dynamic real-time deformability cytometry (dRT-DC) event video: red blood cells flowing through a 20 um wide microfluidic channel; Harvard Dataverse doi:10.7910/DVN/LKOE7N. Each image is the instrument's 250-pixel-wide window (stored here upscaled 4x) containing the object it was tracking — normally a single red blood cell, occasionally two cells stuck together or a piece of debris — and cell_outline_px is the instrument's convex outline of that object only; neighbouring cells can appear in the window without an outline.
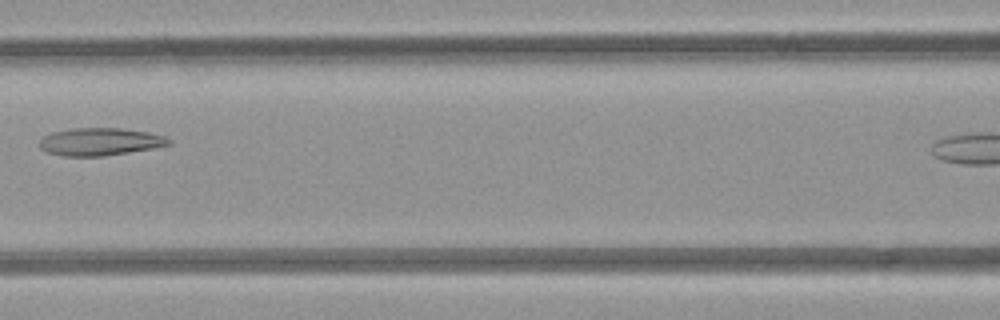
{"species": "common noctule bat (a hibernating species)", "species_latin": "Nyctalus noctula", "temperature_condition": "room temperature", "stored_images_in_passage": 7, "segment_of_instrument_passage": [1, 2], "camera_frame_rate_fps": 3000, "um_per_image_px": 0.085, "animal": {"sex": "female", "body_mass_g": 21.9}, "frame": {"image": 1, "passage_image": 6, "time_ms": 6.667, "image_size_px": [1000, 320], "cell_outline_px": [[172, 144], [152, 148], [104, 156], [64, 156], [48, 152], [40, 148], [40, 140], [44, 136], [52, 132], [72, 128], [120, 128], [148, 132], [164, 136], [172, 140]], "centroid_in_image_um": [8.51, 12.04], "position_along_channel_um": 158.1, "area_um2": 20.69}}